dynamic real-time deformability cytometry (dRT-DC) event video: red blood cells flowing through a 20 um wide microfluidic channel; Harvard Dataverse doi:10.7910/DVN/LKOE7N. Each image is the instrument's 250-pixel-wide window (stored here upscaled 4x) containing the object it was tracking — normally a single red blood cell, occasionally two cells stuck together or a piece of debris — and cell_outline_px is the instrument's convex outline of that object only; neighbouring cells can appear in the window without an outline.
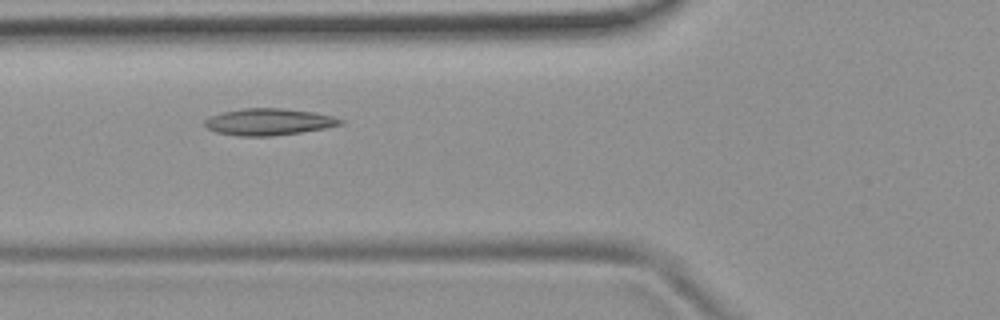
{"species": "common noctule bat (a hibernating species)", "species_latin": "Nyctalus noctula", "temperature_condition": "room temperature", "stored_images_in_passage": 42, "camera_frame_rate_fps": 3000, "um_per_image_px": 0.085, "animal": {"sex": "female", "body_mass_g": 19.9}, "frame": {"image": 1, "passage_image": 9, "time_ms": 2.667, "image_size_px": [1000, 320], "cell_outline_px": [[344, 124], [324, 128], [300, 132], [272, 136], [236, 136], [216, 132], [208, 128], [204, 124], [204, 120], [220, 112], [244, 108], [280, 108], [312, 112], [332, 116], [344, 120]], "centroid_in_image_um": [22.82, 10.36], "position_along_channel_um": 103.0, "area_um2": 21.04}}
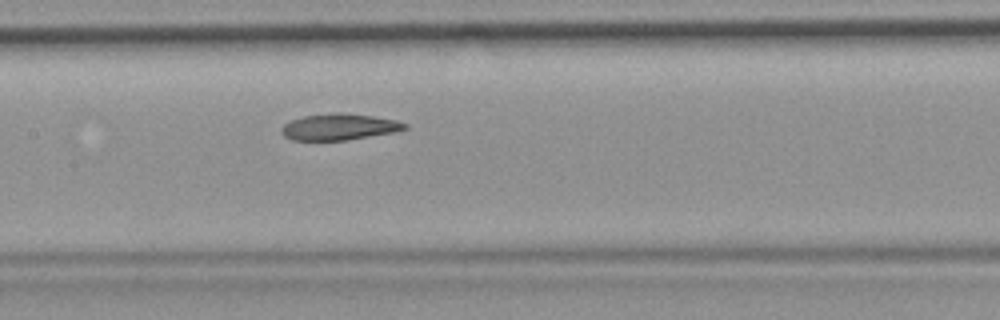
{"frame": {"image": 2, "passage_image": 15, "time_ms": 4.667, "image_size_px": [1000, 320], "cell_outline_px": [[408, 128], [392, 132], [344, 140], [292, 140], [284, 136], [280, 132], [280, 128], [284, 124], [292, 120], [304, 116], [332, 112], [340, 112], [372, 116], [396, 120], [408, 124]], "centroid_in_image_um": [28.79, 10.77], "position_along_channel_um": 178.6, "area_um2": 18.79}}
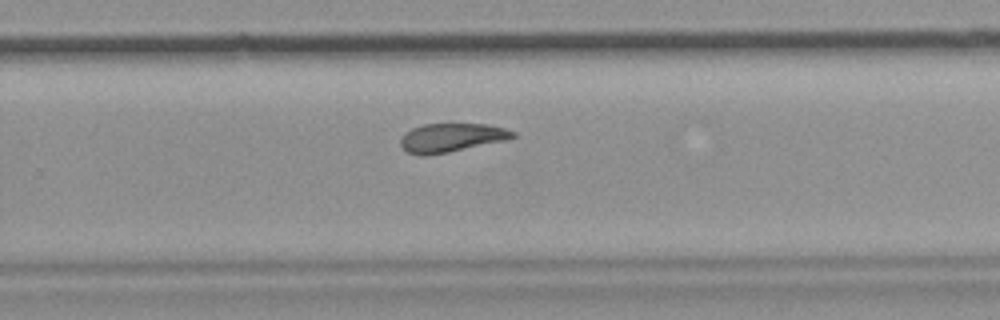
{"frame": {"image": 3, "passage_image": 24, "time_ms": 7.667, "image_size_px": [1000, 320], "cell_outline_px": [[516, 136], [508, 140], [448, 152], [424, 156], [420, 156], [408, 152], [400, 144], [400, 140], [412, 128], [424, 124], [488, 124], [504, 128], [516, 132]], "centroid_in_image_um": [38.42, 11.7], "position_along_channel_um": 291.4, "area_um2": 18.67}, "authors_computed_cell_mechanics": {"area_um2": 19.8832, "velocity_mm_per_s": 3.7773, "shape_relaxation_time_tau1_ms": null, "shape_relaxation_time_tau2_ms": 3.7118, "deformation_change_tau1": null, "deformation_change_tau2": 0.0966}}